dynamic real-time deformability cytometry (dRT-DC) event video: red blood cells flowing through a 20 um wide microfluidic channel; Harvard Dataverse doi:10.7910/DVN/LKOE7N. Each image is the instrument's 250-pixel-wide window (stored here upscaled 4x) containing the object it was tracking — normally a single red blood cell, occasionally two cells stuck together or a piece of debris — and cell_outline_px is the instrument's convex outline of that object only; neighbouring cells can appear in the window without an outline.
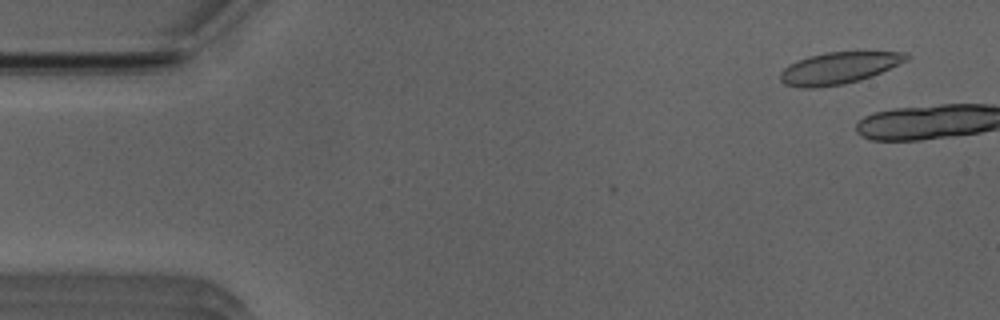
{"species": "Egyptian fruit bat (a non-hibernating species)", "species_latin": "Rousettus aegyptiacus", "temperature_condition": "room temperature", "stored_images_in_passage": 3, "camera_frame_rate_fps": 3000, "um_per_image_px": 0.085, "animal": {"sex": "male"}, "frame": {"image": 1, "passage_image": 1, "time_ms": 0.0, "image_size_px": [1000, 320], "cell_outline_px": [[908, 60], [872, 76], [860, 80], [844, 84], [816, 88], [800, 88], [784, 84], [780, 80], [780, 72], [788, 64], [808, 56], [824, 52], [908, 52]], "centroid_in_image_um": [71.26, 5.79], "position_along_channel_um": 13.7, "area_um2": 23.41}}